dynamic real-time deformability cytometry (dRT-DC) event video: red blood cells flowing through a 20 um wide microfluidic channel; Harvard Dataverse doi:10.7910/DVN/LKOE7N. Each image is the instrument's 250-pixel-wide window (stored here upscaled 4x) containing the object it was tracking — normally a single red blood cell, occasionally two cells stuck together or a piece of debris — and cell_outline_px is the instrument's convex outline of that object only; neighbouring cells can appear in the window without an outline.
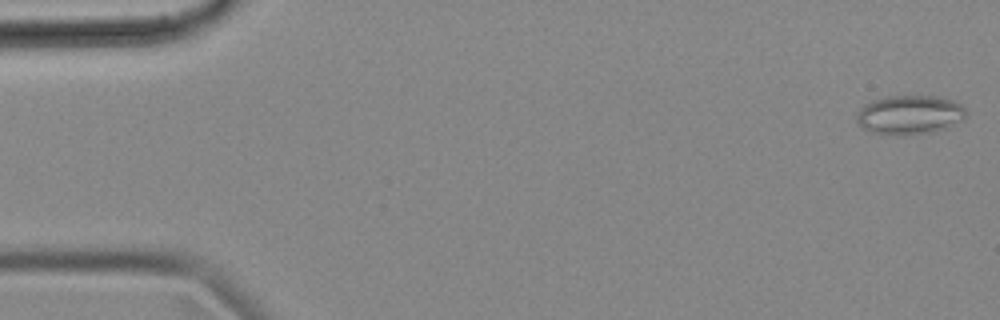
{"species": "common noctule bat (a hibernating species)", "species_latin": "Nyctalus noctula", "temperature_condition": "cold", "stored_images_in_passage": 54, "camera_frame_rate_fps": 3000, "um_per_image_px": 0.085, "animal": {"sex": "female", "body_mass_g": 18.4}, "frame": {"image": 1, "passage_image": 1, "time_ms": 0.0, "image_size_px": [1000, 320], "cell_outline_px": [[968, 116], [964, 120], [932, 132], [900, 136], [872, 132], [856, 124], [856, 116], [860, 108], [864, 104], [872, 100], [888, 96], [936, 96], [952, 100], [960, 104], [968, 112]], "centroid_in_image_um": [77.31, 9.76], "position_along_channel_um": 7.7, "area_um2": 25.14}}
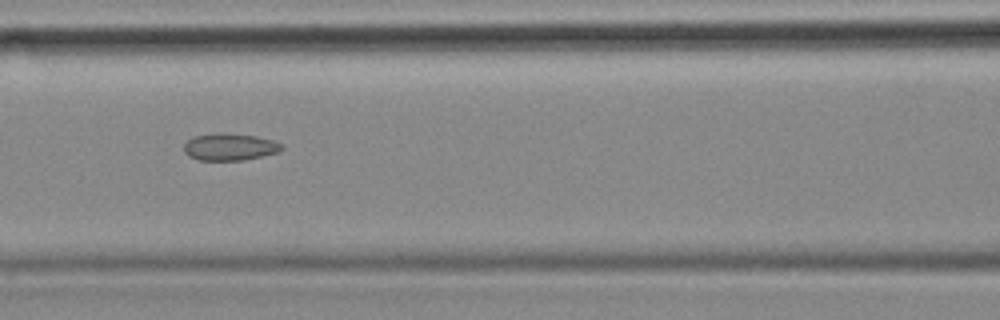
{"frame": {"image": 2, "passage_image": 23, "time_ms": 7.333, "image_size_px": [1000, 320], "cell_outline_px": [[284, 148], [280, 152], [244, 160], [200, 160], [188, 156], [184, 152], [184, 144], [192, 136], [216, 132], [224, 132], [256, 136], [272, 140], [284, 144]], "centroid_in_image_um": [19.54, 12.47], "position_along_channel_um": 147.1, "area_um2": 15.72}}
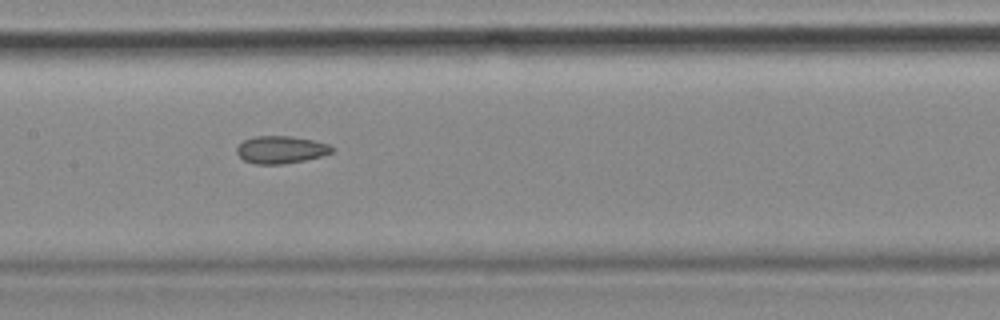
{"frame": {"image": 3, "passage_image": 26, "time_ms": 8.333, "image_size_px": [1000, 320], "cell_outline_px": [[336, 148], [332, 152], [320, 156], [304, 160], [284, 164], [256, 164], [244, 160], [236, 152], [236, 148], [244, 140], [256, 136], [292, 136], [312, 140], [328, 144]], "centroid_in_image_um": [23.88, 12.72], "position_along_channel_um": 183.5, "area_um2": 15.14}, "authors_computed_cell_mechanics": {"area_um2": 16.4152, "velocity_mm_per_s": 3.6601, "shape_relaxation_time_tau1_ms": null, "shape_relaxation_time_tau2_ms": 3.4436, "deformation_change_tau1": null, "deformation_change_tau2": 0.1071}}